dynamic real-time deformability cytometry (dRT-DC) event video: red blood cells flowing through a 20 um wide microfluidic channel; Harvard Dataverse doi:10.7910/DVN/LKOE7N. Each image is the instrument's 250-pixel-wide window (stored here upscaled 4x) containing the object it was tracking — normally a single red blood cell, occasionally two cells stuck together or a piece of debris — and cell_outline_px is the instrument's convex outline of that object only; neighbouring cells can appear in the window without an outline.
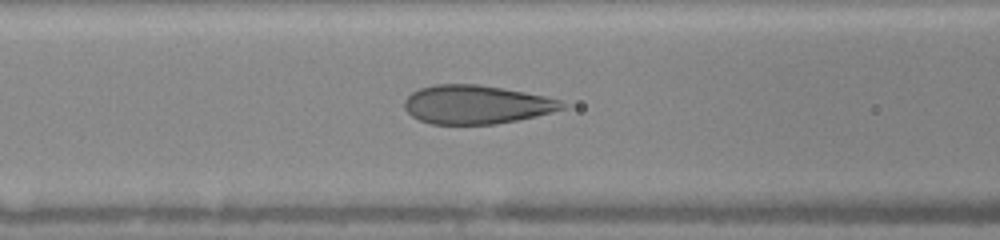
{"species": "human", "species_latin": "Homo sapiens", "temperature_condition": "warm", "stored_images_in_passage": 23, "camera_frame_rate_fps": 3000, "um_per_image_px": 0.085, "donor": {"sex": "female"}, "frame": {"image": 1, "passage_image": 10, "time_ms": 1.333, "image_size_px": [1000, 240], "cell_outline_px": [[568, 108], [536, 116], [496, 124], [432, 124], [420, 120], [412, 116], [404, 108], [404, 100], [412, 92], [420, 88], [432, 84], [476, 84], [524, 92], [544, 96], [560, 100], [568, 104]], "centroid_in_image_um": [40.5, 8.89], "position_along_channel_um": 126.1, "area_um2": 35.55}}
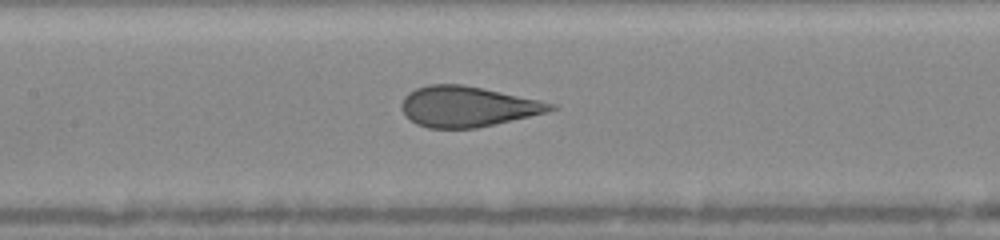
{"frame": {"image": 2, "passage_image": 16, "time_ms": 2.333, "image_size_px": [1000, 240], "cell_outline_px": [[560, 108], [548, 112], [476, 128], [428, 128], [416, 124], [400, 108], [400, 104], [404, 96], [408, 92], [416, 88], [428, 84], [464, 84], [540, 100], [556, 104]], "centroid_in_image_um": [39.74, 9.04], "position_along_channel_um": 167.7, "area_um2": 35.2}}
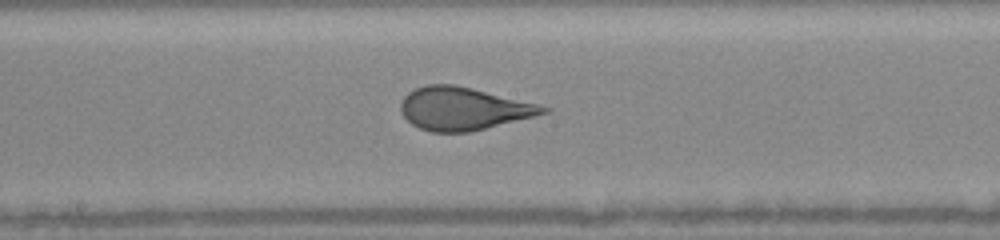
{"frame": {"image": 3, "passage_image": 22, "time_ms": 3.333, "image_size_px": [1000, 240], "cell_outline_px": [[552, 112], [468, 132], [432, 132], [420, 128], [412, 124], [400, 112], [400, 104], [404, 96], [408, 92], [416, 88], [428, 84], [456, 84], [552, 108]], "centroid_in_image_um": [39.37, 9.23], "position_along_channel_um": 208.8, "area_um2": 35.32}}